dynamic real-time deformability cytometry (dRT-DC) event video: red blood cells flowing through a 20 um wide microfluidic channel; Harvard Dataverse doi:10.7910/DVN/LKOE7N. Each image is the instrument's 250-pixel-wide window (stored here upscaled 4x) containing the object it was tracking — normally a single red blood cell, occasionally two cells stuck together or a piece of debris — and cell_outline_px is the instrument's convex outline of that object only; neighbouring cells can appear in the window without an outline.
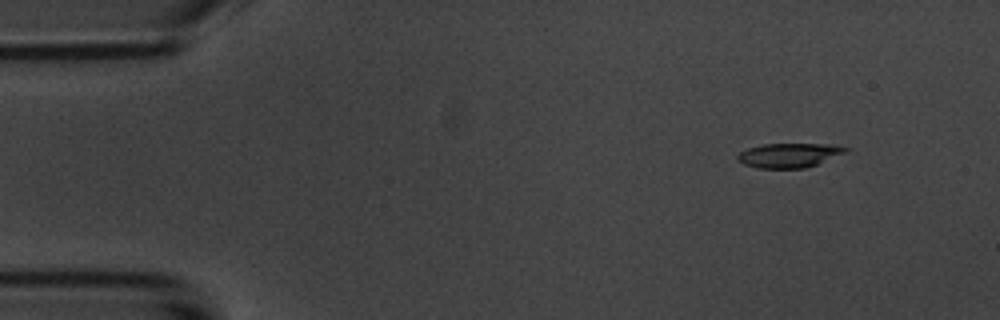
{"species": "common noctule bat (a hibernating species)", "species_latin": "Nyctalus noctula", "temperature_condition": "room temperature", "stored_images_in_passage": 55, "camera_frame_rate_fps": 3000, "um_per_image_px": 0.085, "animal": {"sex": "male", "body_mass_g": 20.1, "forearm_length_mm": 53.5}, "frame": {"image": 1, "passage_image": 6, "time_ms": 1.667, "image_size_px": [1000, 320], "cell_outline_px": [[852, 148], [848, 152], [816, 164], [804, 168], [756, 168], [744, 164], [736, 160], [736, 156], [740, 152], [748, 148], [764, 144], [832, 144]], "centroid_in_image_um": [67.09, 13.19], "position_along_channel_um": 17.9, "area_um2": 15.43}}
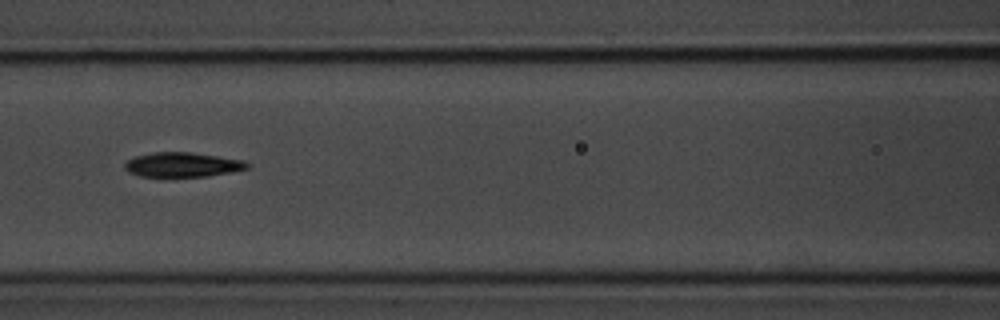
{"frame": {"image": 2, "passage_image": 24, "time_ms": 7.667, "image_size_px": [1000, 320], "cell_outline_px": [[252, 164], [248, 168], [232, 172], [208, 176], [140, 176], [128, 172], [124, 168], [124, 164], [132, 156], [152, 152], [192, 152], [244, 160]], "centroid_in_image_um": [15.51, 13.99], "position_along_channel_um": 151.1, "area_um2": 17.69}}
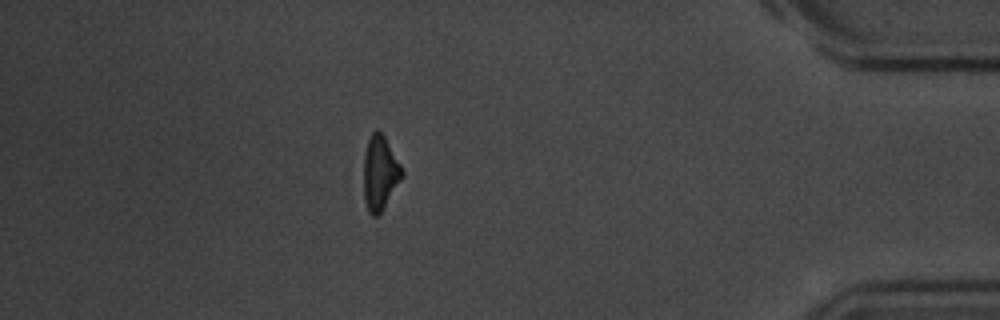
{"frame": {"image": 3, "passage_image": 48, "time_ms": 15.667, "image_size_px": [1000, 320], "cell_outline_px": [[404, 176], [380, 212], [376, 216], [372, 216], [368, 212], [364, 200], [364, 156], [368, 140], [372, 132], [376, 128], [384, 136], [400, 164], [404, 172]], "centroid_in_image_um": [32.29, 14.7], "position_along_channel_um": 402.9, "area_um2": 16.42}, "authors_computed_cell_mechanics": {"area_um2": 17.1088, "velocity_mm_per_s": 3.7077, "shape_relaxation_time_tau1_ms": 3.0454, "shape_relaxation_time_tau2_ms": 8.2941, "deformation_change_tau1": 0.1364, "deformation_change_tau2": 0.193}}